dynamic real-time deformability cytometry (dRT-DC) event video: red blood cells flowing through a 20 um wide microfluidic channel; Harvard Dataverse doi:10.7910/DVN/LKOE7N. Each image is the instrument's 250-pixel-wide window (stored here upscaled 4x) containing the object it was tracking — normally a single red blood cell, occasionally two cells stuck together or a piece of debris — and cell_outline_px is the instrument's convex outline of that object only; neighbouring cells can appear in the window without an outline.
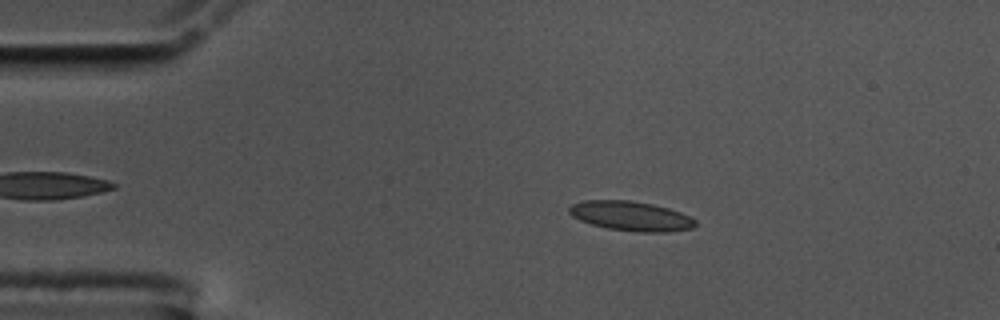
{"species": "common noctule bat (a hibernating species)", "species_latin": "Nyctalus noctula", "temperature_condition": "cold", "stored_images_in_passage": 50, "camera_frame_rate_fps": 3000, "um_per_image_px": 0.085, "animal": {"sex": "male", "body_mass_g": 17.5, "forearm_length_mm": 52.3}, "frame": {"image": 1, "passage_image": 11, "time_ms": 3.333, "image_size_px": [1000, 320], "cell_outline_px": [[696, 224], [692, 228], [668, 232], [640, 232], [608, 228], [592, 224], [580, 220], [572, 216], [568, 212], [568, 208], [572, 204], [584, 200], [632, 200], [652, 204], [668, 208], [680, 212], [696, 220]], "centroid_in_image_um": [53.61, 18.35], "position_along_channel_um": 31.4, "area_um2": 21.68}}
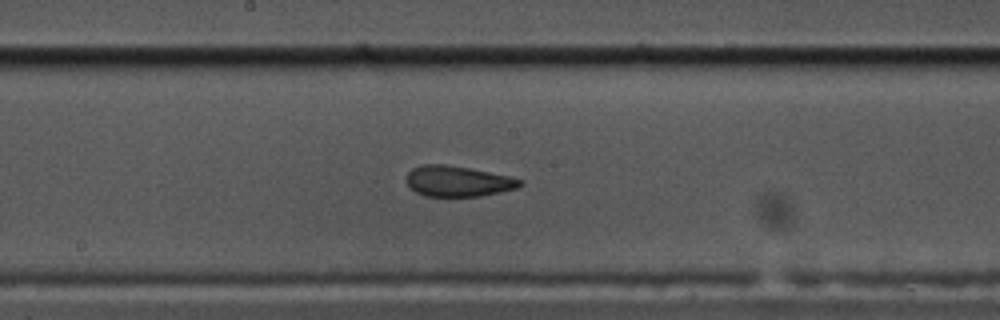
{"frame": {"image": 2, "passage_image": 30, "time_ms": 9.667, "image_size_px": [1000, 320], "cell_outline_px": [[524, 184], [516, 188], [500, 192], [480, 196], [424, 196], [416, 192], [408, 184], [408, 172], [412, 168], [420, 164], [444, 164], [468, 168], [508, 176], [524, 180]], "centroid_in_image_um": [38.93, 15.4], "position_along_channel_um": 209.3, "area_um2": 20.11}}
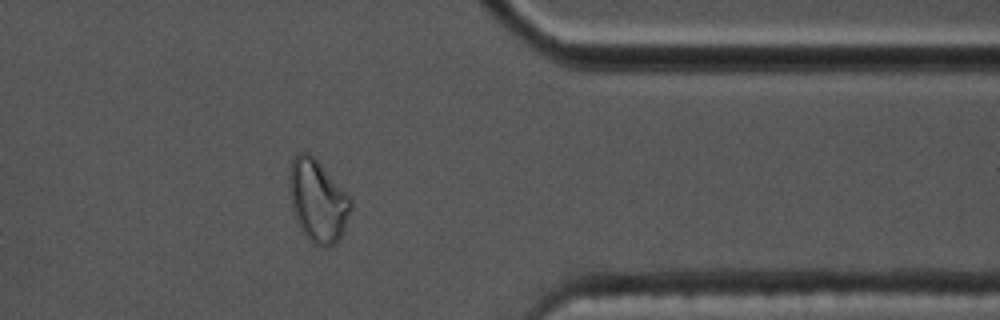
{"frame": {"image": 3, "passage_image": 46, "time_ms": 15.0, "image_size_px": [1000, 320], "cell_outline_px": [[352, 208], [344, 228], [336, 244], [324, 248], [320, 248], [312, 244], [296, 220], [292, 208], [288, 184], [288, 172], [292, 160], [300, 152], [308, 152], [352, 196]], "centroid_in_image_um": [27.02, 17.08], "position_along_channel_um": 384.4, "area_um2": 29.71}, "authors_computed_cell_mechanics": {"area_um2": 20.7213, "velocity_mm_per_s": 3.5345, "shape_relaxation_time_tau1_ms": null, "shape_relaxation_time_tau2_ms": 1.3924, "deformation_change_tau1": null, "deformation_change_tau2": 0.0527}}